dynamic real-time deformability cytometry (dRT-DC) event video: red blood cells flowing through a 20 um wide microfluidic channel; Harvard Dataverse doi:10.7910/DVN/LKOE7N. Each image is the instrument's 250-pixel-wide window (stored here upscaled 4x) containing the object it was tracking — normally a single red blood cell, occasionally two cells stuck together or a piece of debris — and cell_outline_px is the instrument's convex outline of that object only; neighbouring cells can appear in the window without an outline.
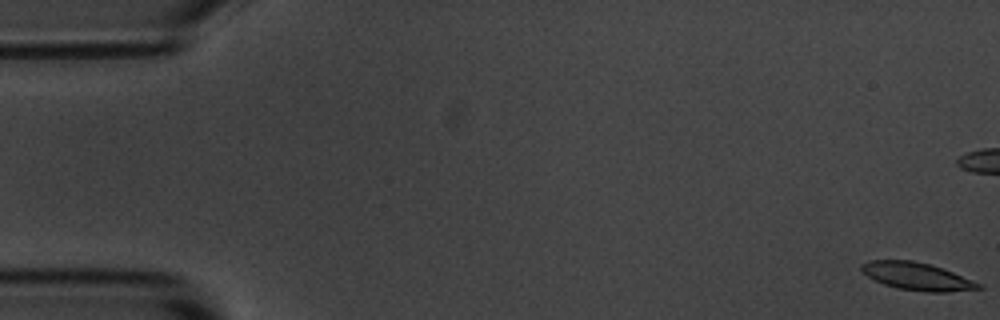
{"species": "common noctule bat (a hibernating species)", "species_latin": "Nyctalus noctula", "temperature_condition": "room temperature", "stored_images_in_passage": 57, "camera_frame_rate_fps": 3000, "um_per_image_px": 0.085, "animal": {"sex": "male", "body_mass_g": 20.1, "forearm_length_mm": 53.5}, "frame": {"image": 1, "passage_image": 1, "time_ms": 0.0, "image_size_px": [1000, 320], "cell_outline_px": [[984, 288], [948, 292], [928, 292], [896, 288], [884, 284], [860, 272], [860, 264], [872, 260], [912, 260], [928, 264], [952, 272], [972, 280], [980, 284]], "centroid_in_image_um": [77.9, 23.49], "position_along_channel_um": 7.1, "area_um2": 18.61}}
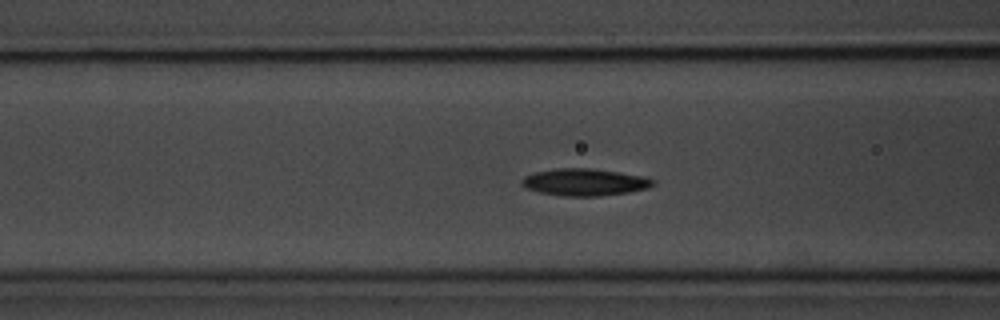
{"frame": {"image": 2, "passage_image": 22, "time_ms": 7.0, "image_size_px": [1000, 320], "cell_outline_px": [[656, 184], [648, 188], [628, 192], [596, 196], [560, 196], [540, 192], [524, 188], [520, 184], [520, 180], [524, 176], [536, 172], [556, 168], [588, 168], [648, 176], [656, 180]], "centroid_in_image_um": [49.7, 15.48], "position_along_channel_um": 116.9, "area_um2": 20.92}}
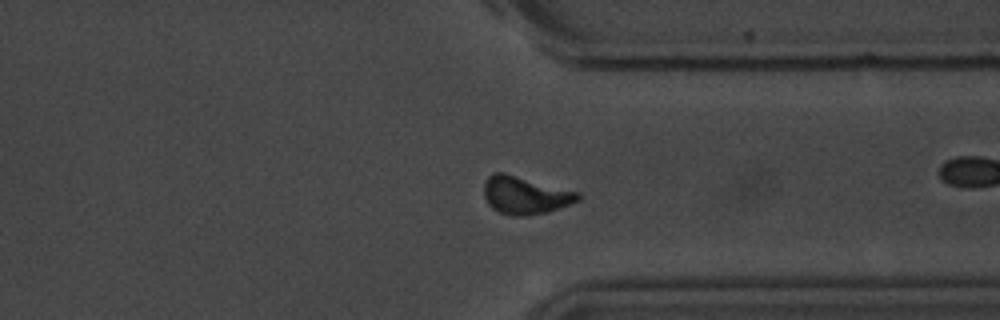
{"frame": {"image": 3, "passage_image": 43, "time_ms": 14.0, "image_size_px": [1000, 320], "cell_outline_px": [[580, 200], [548, 212], [528, 216], [512, 216], [500, 212], [492, 208], [488, 204], [484, 196], [484, 184], [488, 176], [492, 172], [504, 172], [580, 192]], "centroid_in_image_um": [44.63, 16.59], "position_along_channel_um": 366.8, "area_um2": 20.87}, "authors_computed_cell_mechanics": {"area_um2": 19.5364, "velocity_mm_per_s": 3.576, "shape_relaxation_time_tau1_ms": 2.4508, "shape_relaxation_time_tau2_ms": 4.2825, "deformation_change_tau1": 0.1216, "deformation_change_tau2": 0.0924}}